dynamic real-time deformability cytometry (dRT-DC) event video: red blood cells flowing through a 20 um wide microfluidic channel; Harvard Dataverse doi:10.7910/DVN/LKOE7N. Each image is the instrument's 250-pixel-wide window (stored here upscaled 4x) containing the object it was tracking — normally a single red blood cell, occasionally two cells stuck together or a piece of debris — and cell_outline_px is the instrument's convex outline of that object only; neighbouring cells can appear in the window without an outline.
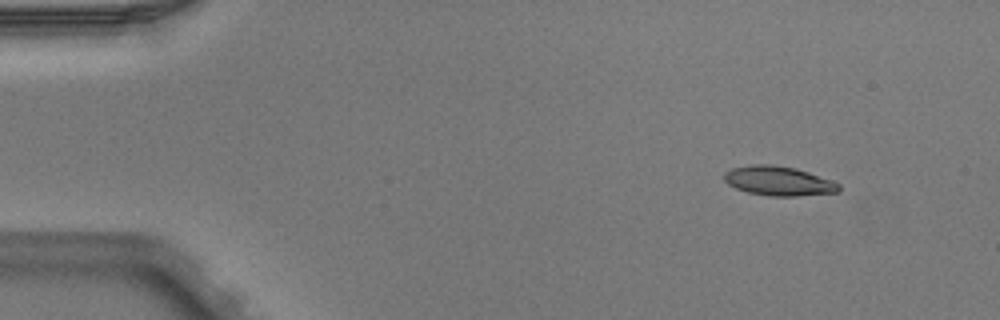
{"species": "Egyptian fruit bat (a non-hibernating species)", "species_latin": "Rousettus aegyptiacus", "temperature_condition": "warm", "stored_images_in_passage": 5, "camera_frame_rate_fps": 3000, "um_per_image_px": 0.085, "animal": {"sex": "male"}, "frame": {"image": 1, "passage_image": 2, "time_ms": 0.333, "image_size_px": [1000, 320], "cell_outline_px": [[840, 192], [796, 196], [768, 196], [748, 192], [736, 188], [728, 184], [724, 180], [724, 172], [732, 168], [752, 164], [772, 164], [796, 168], [832, 180], [840, 184]], "centroid_in_image_um": [66.18, 15.38], "position_along_channel_um": 18.8, "area_um2": 19.77}}
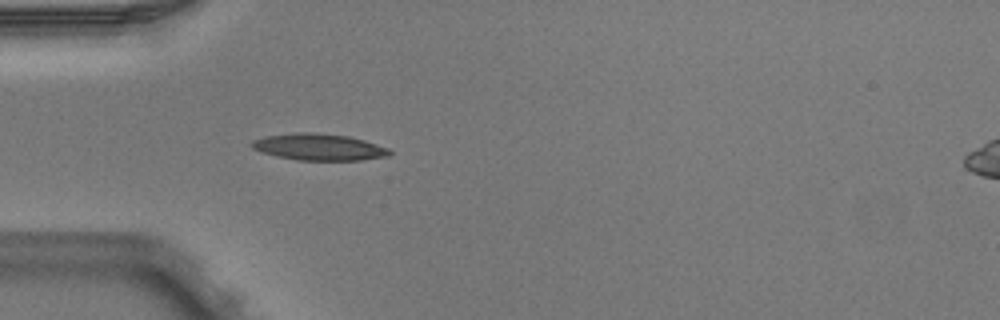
{"frame": {"image": 2, "passage_image": 5, "time_ms": 1.333, "image_size_px": [1000, 320], "cell_outline_px": [[392, 152], [388, 156], [360, 160], [296, 160], [276, 156], [260, 152], [252, 148], [248, 144], [252, 140], [264, 136], [300, 132], [312, 132], [348, 136], [364, 140], [388, 148]], "centroid_in_image_um": [27.05, 12.5], "position_along_channel_um": 57.9, "area_um2": 21.44}}